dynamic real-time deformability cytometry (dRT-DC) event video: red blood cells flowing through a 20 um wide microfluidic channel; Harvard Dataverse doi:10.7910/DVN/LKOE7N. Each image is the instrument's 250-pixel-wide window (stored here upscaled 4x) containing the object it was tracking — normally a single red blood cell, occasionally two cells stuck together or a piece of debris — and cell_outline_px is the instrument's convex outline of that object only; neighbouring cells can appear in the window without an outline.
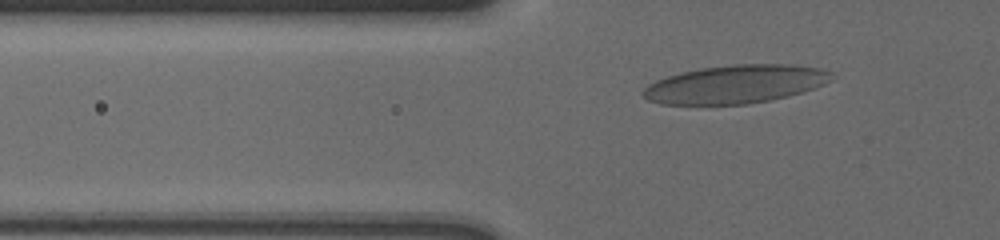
{"species": "human", "species_latin": "Homo sapiens", "temperature_condition": "cold", "stored_images_in_passage": 37, "camera_frame_rate_fps": 3000, "um_per_image_px": 0.085, "donor": {"sex": "male"}, "frame": {"image": 1, "passage_image": 5, "time_ms": 1.333, "image_size_px": [1000, 240], "cell_outline_px": [[836, 76], [832, 80], [824, 84], [788, 96], [748, 104], [660, 104], [648, 100], [640, 92], [648, 84], [656, 80], [680, 72], [700, 68], [736, 64], [792, 64], [816, 68], [832, 72]], "centroid_in_image_um": [62.5, 7.15], "position_along_channel_um": 63.3, "area_um2": 41.96}}
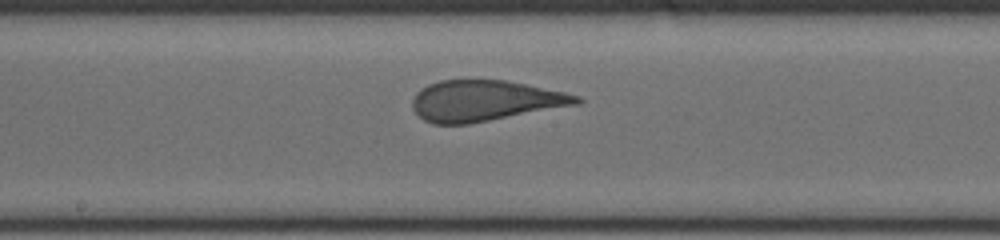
{"frame": {"image": 2, "passage_image": 18, "time_ms": 5.667, "image_size_px": [1000, 240], "cell_outline_px": [[584, 100], [580, 104], [468, 124], [432, 124], [424, 120], [412, 108], [412, 100], [416, 92], [420, 88], [428, 84], [440, 80], [504, 80], [564, 92], [580, 96]], "centroid_in_image_um": [41.19, 8.56], "position_along_channel_um": 207.0, "area_um2": 38.96}}
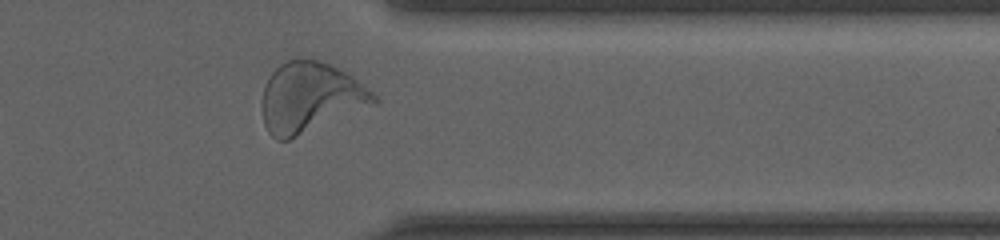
{"frame": {"image": 3, "passage_image": 33, "time_ms": 10.667, "image_size_px": [1000, 240], "cell_outline_px": [[380, 100], [376, 104], [288, 140], [276, 140], [268, 132], [264, 124], [264, 84], [272, 72], [280, 64], [288, 60], [320, 60], [332, 64], [352, 76], [372, 92]], "centroid_in_image_um": [26.4, 8.29], "position_along_channel_um": 385.0, "area_um2": 45.14}, "authors_computed_cell_mechanics": {"area_um2": 40.8068, "velocity_mm_per_s": 3.6101, "shape_relaxation_time_tau1_ms": 10.2599, "shape_relaxation_time_tau2_ms": null, "deformation_change_tau1": 0.277, "deformation_change_tau2": null}}